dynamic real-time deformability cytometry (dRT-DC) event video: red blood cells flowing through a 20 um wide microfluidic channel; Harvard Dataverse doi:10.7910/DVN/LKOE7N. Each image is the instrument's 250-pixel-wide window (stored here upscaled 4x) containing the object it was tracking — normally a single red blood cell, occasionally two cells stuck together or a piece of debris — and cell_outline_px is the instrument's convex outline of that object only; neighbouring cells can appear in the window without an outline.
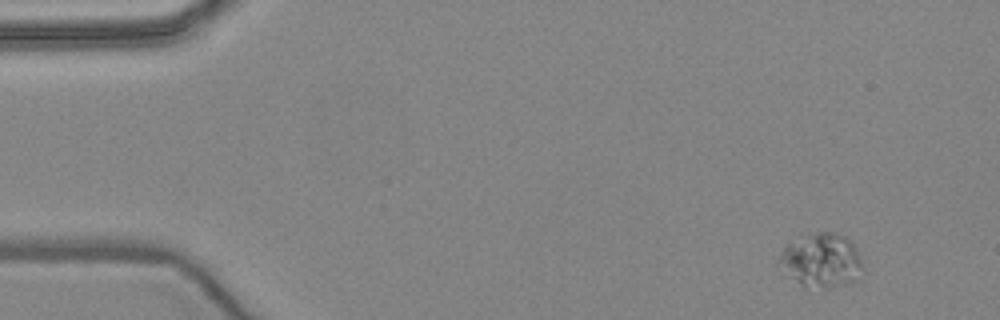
{"species": "common noctule bat (a hibernating species)", "species_latin": "Nyctalus noctula", "temperature_condition": "warm", "stored_images_in_passage": 4, "camera_frame_rate_fps": 3000, "um_per_image_px": 0.085, "animal": {"sex": "female", "body_mass_g": 24.6, "forearm_length_mm": 56.2}, "frame": {"image": 1, "passage_image": 1, "time_ms": 0.0, "image_size_px": [1000, 320], "cell_outline_px": [[864, 268], [856, 280], [844, 284], [804, 288], [784, 276], [780, 260], [780, 252], [788, 244], [808, 232], [832, 232], [848, 236], [856, 248], [864, 264]], "centroid_in_image_um": [69.81, 22.11], "position_along_channel_um": 15.2, "area_um2": 26.65}}
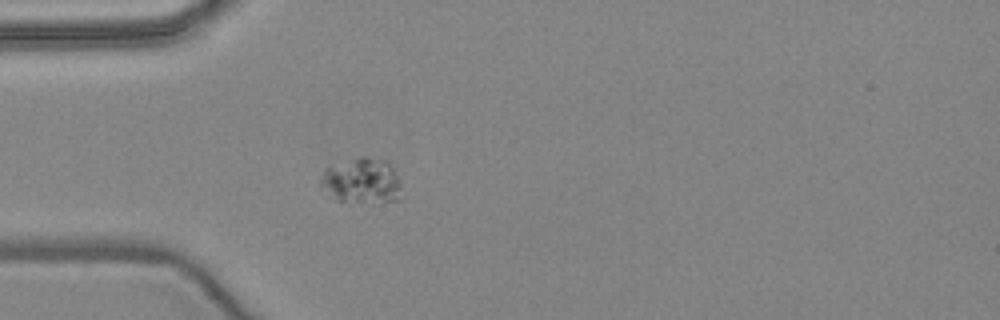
{"frame": {"image": 2, "passage_image": 4, "time_ms": 3.667, "image_size_px": [1000, 320], "cell_outline_px": [[404, 196], [400, 200], [336, 200], [328, 196], [320, 184], [320, 180], [324, 172], [328, 168], [360, 156], [368, 156], [384, 160], [392, 168], [400, 184]], "centroid_in_image_um": [30.76, 15.36], "position_along_channel_um": 54.2, "area_um2": 20.75}}